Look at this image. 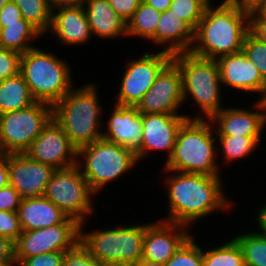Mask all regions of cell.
Segmentation results:
<instances>
[{"label":"cell","instance_id":"41","mask_svg":"<svg viewBox=\"0 0 266 266\" xmlns=\"http://www.w3.org/2000/svg\"><path fill=\"white\" fill-rule=\"evenodd\" d=\"M249 32L258 40L266 43V16L249 15Z\"/></svg>","mask_w":266,"mask_h":266},{"label":"cell","instance_id":"48","mask_svg":"<svg viewBox=\"0 0 266 266\" xmlns=\"http://www.w3.org/2000/svg\"><path fill=\"white\" fill-rule=\"evenodd\" d=\"M86 0H51L53 7L70 6V5H84Z\"/></svg>","mask_w":266,"mask_h":266},{"label":"cell","instance_id":"5","mask_svg":"<svg viewBox=\"0 0 266 266\" xmlns=\"http://www.w3.org/2000/svg\"><path fill=\"white\" fill-rule=\"evenodd\" d=\"M20 73L34 99L51 106L73 88L69 65L37 47L21 54Z\"/></svg>","mask_w":266,"mask_h":266},{"label":"cell","instance_id":"21","mask_svg":"<svg viewBox=\"0 0 266 266\" xmlns=\"http://www.w3.org/2000/svg\"><path fill=\"white\" fill-rule=\"evenodd\" d=\"M57 9L58 11L54 13ZM49 31L67 45L82 44L92 35L83 5L53 7Z\"/></svg>","mask_w":266,"mask_h":266},{"label":"cell","instance_id":"26","mask_svg":"<svg viewBox=\"0 0 266 266\" xmlns=\"http://www.w3.org/2000/svg\"><path fill=\"white\" fill-rule=\"evenodd\" d=\"M40 36L42 34L23 17L20 23L0 24V47L20 54L34 48L29 41Z\"/></svg>","mask_w":266,"mask_h":266},{"label":"cell","instance_id":"33","mask_svg":"<svg viewBox=\"0 0 266 266\" xmlns=\"http://www.w3.org/2000/svg\"><path fill=\"white\" fill-rule=\"evenodd\" d=\"M163 266H203V250L190 236Z\"/></svg>","mask_w":266,"mask_h":266},{"label":"cell","instance_id":"23","mask_svg":"<svg viewBox=\"0 0 266 266\" xmlns=\"http://www.w3.org/2000/svg\"><path fill=\"white\" fill-rule=\"evenodd\" d=\"M22 231L36 230L61 224L67 216L44 196L23 198L18 207Z\"/></svg>","mask_w":266,"mask_h":266},{"label":"cell","instance_id":"1","mask_svg":"<svg viewBox=\"0 0 266 266\" xmlns=\"http://www.w3.org/2000/svg\"><path fill=\"white\" fill-rule=\"evenodd\" d=\"M167 172H174V175L169 176L165 182L169 215L163 221L190 226L191 222L194 223L216 210L230 208V200L223 195L220 177L169 170Z\"/></svg>","mask_w":266,"mask_h":266},{"label":"cell","instance_id":"44","mask_svg":"<svg viewBox=\"0 0 266 266\" xmlns=\"http://www.w3.org/2000/svg\"><path fill=\"white\" fill-rule=\"evenodd\" d=\"M9 185L8 154L0 156V189Z\"/></svg>","mask_w":266,"mask_h":266},{"label":"cell","instance_id":"30","mask_svg":"<svg viewBox=\"0 0 266 266\" xmlns=\"http://www.w3.org/2000/svg\"><path fill=\"white\" fill-rule=\"evenodd\" d=\"M234 239L242 249L245 266H266V235L257 231Z\"/></svg>","mask_w":266,"mask_h":266},{"label":"cell","instance_id":"12","mask_svg":"<svg viewBox=\"0 0 266 266\" xmlns=\"http://www.w3.org/2000/svg\"><path fill=\"white\" fill-rule=\"evenodd\" d=\"M151 54L145 53L141 58L127 63L115 104L137 106L160 71L172 60V55L163 50Z\"/></svg>","mask_w":266,"mask_h":266},{"label":"cell","instance_id":"7","mask_svg":"<svg viewBox=\"0 0 266 266\" xmlns=\"http://www.w3.org/2000/svg\"><path fill=\"white\" fill-rule=\"evenodd\" d=\"M148 224L82 232L80 241L93 258L109 266H131L142 259V243Z\"/></svg>","mask_w":266,"mask_h":266},{"label":"cell","instance_id":"10","mask_svg":"<svg viewBox=\"0 0 266 266\" xmlns=\"http://www.w3.org/2000/svg\"><path fill=\"white\" fill-rule=\"evenodd\" d=\"M52 119V106L36 101L0 115L1 154L24 153Z\"/></svg>","mask_w":266,"mask_h":266},{"label":"cell","instance_id":"37","mask_svg":"<svg viewBox=\"0 0 266 266\" xmlns=\"http://www.w3.org/2000/svg\"><path fill=\"white\" fill-rule=\"evenodd\" d=\"M21 233L18 213L0 210V235L15 243Z\"/></svg>","mask_w":266,"mask_h":266},{"label":"cell","instance_id":"38","mask_svg":"<svg viewBox=\"0 0 266 266\" xmlns=\"http://www.w3.org/2000/svg\"><path fill=\"white\" fill-rule=\"evenodd\" d=\"M65 252H49L40 255L15 259L17 266H61Z\"/></svg>","mask_w":266,"mask_h":266},{"label":"cell","instance_id":"25","mask_svg":"<svg viewBox=\"0 0 266 266\" xmlns=\"http://www.w3.org/2000/svg\"><path fill=\"white\" fill-rule=\"evenodd\" d=\"M35 102L21 73L0 81V115L26 108Z\"/></svg>","mask_w":266,"mask_h":266},{"label":"cell","instance_id":"31","mask_svg":"<svg viewBox=\"0 0 266 266\" xmlns=\"http://www.w3.org/2000/svg\"><path fill=\"white\" fill-rule=\"evenodd\" d=\"M225 161L243 158L250 155L258 146L260 137L217 135Z\"/></svg>","mask_w":266,"mask_h":266},{"label":"cell","instance_id":"14","mask_svg":"<svg viewBox=\"0 0 266 266\" xmlns=\"http://www.w3.org/2000/svg\"><path fill=\"white\" fill-rule=\"evenodd\" d=\"M30 159L62 169L77 164V149L62 127L52 118L24 152Z\"/></svg>","mask_w":266,"mask_h":266},{"label":"cell","instance_id":"49","mask_svg":"<svg viewBox=\"0 0 266 266\" xmlns=\"http://www.w3.org/2000/svg\"><path fill=\"white\" fill-rule=\"evenodd\" d=\"M131 266H163V265L142 258L138 262H136L135 264H133Z\"/></svg>","mask_w":266,"mask_h":266},{"label":"cell","instance_id":"22","mask_svg":"<svg viewBox=\"0 0 266 266\" xmlns=\"http://www.w3.org/2000/svg\"><path fill=\"white\" fill-rule=\"evenodd\" d=\"M154 44H165L164 52L171 55L190 52L194 42V30L170 9L162 12L156 34L150 39ZM167 47V48H166Z\"/></svg>","mask_w":266,"mask_h":266},{"label":"cell","instance_id":"8","mask_svg":"<svg viewBox=\"0 0 266 266\" xmlns=\"http://www.w3.org/2000/svg\"><path fill=\"white\" fill-rule=\"evenodd\" d=\"M81 156L85 160L84 167H80L82 161L77 160V164L83 168L82 175L95 194L138 162L134 152L104 138L79 148L77 157Z\"/></svg>","mask_w":266,"mask_h":266},{"label":"cell","instance_id":"20","mask_svg":"<svg viewBox=\"0 0 266 266\" xmlns=\"http://www.w3.org/2000/svg\"><path fill=\"white\" fill-rule=\"evenodd\" d=\"M108 123V131L102 138L114 144L124 146L135 154L141 149L143 125L141 114L136 106L115 104Z\"/></svg>","mask_w":266,"mask_h":266},{"label":"cell","instance_id":"24","mask_svg":"<svg viewBox=\"0 0 266 266\" xmlns=\"http://www.w3.org/2000/svg\"><path fill=\"white\" fill-rule=\"evenodd\" d=\"M83 6L92 35L105 39L118 38L121 34L127 36V22L114 11L108 0H86Z\"/></svg>","mask_w":266,"mask_h":266},{"label":"cell","instance_id":"35","mask_svg":"<svg viewBox=\"0 0 266 266\" xmlns=\"http://www.w3.org/2000/svg\"><path fill=\"white\" fill-rule=\"evenodd\" d=\"M61 266H109L93 258L89 250L79 241L72 249L65 252Z\"/></svg>","mask_w":266,"mask_h":266},{"label":"cell","instance_id":"3","mask_svg":"<svg viewBox=\"0 0 266 266\" xmlns=\"http://www.w3.org/2000/svg\"><path fill=\"white\" fill-rule=\"evenodd\" d=\"M199 116L186 119L180 126L172 154L165 160V171L220 177L215 161L216 138L212 125H209L212 122L205 120V116Z\"/></svg>","mask_w":266,"mask_h":266},{"label":"cell","instance_id":"43","mask_svg":"<svg viewBox=\"0 0 266 266\" xmlns=\"http://www.w3.org/2000/svg\"><path fill=\"white\" fill-rule=\"evenodd\" d=\"M21 18L19 7L11 0L0 11V24L20 23Z\"/></svg>","mask_w":266,"mask_h":266},{"label":"cell","instance_id":"50","mask_svg":"<svg viewBox=\"0 0 266 266\" xmlns=\"http://www.w3.org/2000/svg\"><path fill=\"white\" fill-rule=\"evenodd\" d=\"M249 15H265L266 16V0L258 7L257 10L251 11Z\"/></svg>","mask_w":266,"mask_h":266},{"label":"cell","instance_id":"36","mask_svg":"<svg viewBox=\"0 0 266 266\" xmlns=\"http://www.w3.org/2000/svg\"><path fill=\"white\" fill-rule=\"evenodd\" d=\"M21 54L0 47V81L20 73Z\"/></svg>","mask_w":266,"mask_h":266},{"label":"cell","instance_id":"16","mask_svg":"<svg viewBox=\"0 0 266 266\" xmlns=\"http://www.w3.org/2000/svg\"><path fill=\"white\" fill-rule=\"evenodd\" d=\"M185 227L163 220L148 224L143 237L142 258L164 265L191 236Z\"/></svg>","mask_w":266,"mask_h":266},{"label":"cell","instance_id":"47","mask_svg":"<svg viewBox=\"0 0 266 266\" xmlns=\"http://www.w3.org/2000/svg\"><path fill=\"white\" fill-rule=\"evenodd\" d=\"M257 215L259 232L266 235V204L260 209Z\"/></svg>","mask_w":266,"mask_h":266},{"label":"cell","instance_id":"18","mask_svg":"<svg viewBox=\"0 0 266 266\" xmlns=\"http://www.w3.org/2000/svg\"><path fill=\"white\" fill-rule=\"evenodd\" d=\"M221 83L237 90L261 93L266 100V80L245 53L240 52L217 58Z\"/></svg>","mask_w":266,"mask_h":266},{"label":"cell","instance_id":"17","mask_svg":"<svg viewBox=\"0 0 266 266\" xmlns=\"http://www.w3.org/2000/svg\"><path fill=\"white\" fill-rule=\"evenodd\" d=\"M141 119L143 135L141 149L136 153L138 160L144 158L150 150H166L169 159L180 126L191 117L180 114H141Z\"/></svg>","mask_w":266,"mask_h":266},{"label":"cell","instance_id":"4","mask_svg":"<svg viewBox=\"0 0 266 266\" xmlns=\"http://www.w3.org/2000/svg\"><path fill=\"white\" fill-rule=\"evenodd\" d=\"M95 88V84H86L71 89L52 106V118L77 150L102 138L103 132L98 128L102 110Z\"/></svg>","mask_w":266,"mask_h":266},{"label":"cell","instance_id":"15","mask_svg":"<svg viewBox=\"0 0 266 266\" xmlns=\"http://www.w3.org/2000/svg\"><path fill=\"white\" fill-rule=\"evenodd\" d=\"M9 185L23 198L41 197L55 168L30 159L25 153L8 154Z\"/></svg>","mask_w":266,"mask_h":266},{"label":"cell","instance_id":"42","mask_svg":"<svg viewBox=\"0 0 266 266\" xmlns=\"http://www.w3.org/2000/svg\"><path fill=\"white\" fill-rule=\"evenodd\" d=\"M15 265L14 242L0 235V265Z\"/></svg>","mask_w":266,"mask_h":266},{"label":"cell","instance_id":"32","mask_svg":"<svg viewBox=\"0 0 266 266\" xmlns=\"http://www.w3.org/2000/svg\"><path fill=\"white\" fill-rule=\"evenodd\" d=\"M209 3V0H172L169 9L195 31Z\"/></svg>","mask_w":266,"mask_h":266},{"label":"cell","instance_id":"29","mask_svg":"<svg viewBox=\"0 0 266 266\" xmlns=\"http://www.w3.org/2000/svg\"><path fill=\"white\" fill-rule=\"evenodd\" d=\"M203 266H245L242 249L233 238L220 247L204 250Z\"/></svg>","mask_w":266,"mask_h":266},{"label":"cell","instance_id":"19","mask_svg":"<svg viewBox=\"0 0 266 266\" xmlns=\"http://www.w3.org/2000/svg\"><path fill=\"white\" fill-rule=\"evenodd\" d=\"M254 106L262 111L231 107L216 113L210 119L211 124L219 126L215 135L261 137L266 125V101L258 99Z\"/></svg>","mask_w":266,"mask_h":266},{"label":"cell","instance_id":"28","mask_svg":"<svg viewBox=\"0 0 266 266\" xmlns=\"http://www.w3.org/2000/svg\"><path fill=\"white\" fill-rule=\"evenodd\" d=\"M160 15L161 12L142 0L132 18L127 22V35L150 40L156 34Z\"/></svg>","mask_w":266,"mask_h":266},{"label":"cell","instance_id":"51","mask_svg":"<svg viewBox=\"0 0 266 266\" xmlns=\"http://www.w3.org/2000/svg\"><path fill=\"white\" fill-rule=\"evenodd\" d=\"M10 0H0V11L2 10V8L4 7V5Z\"/></svg>","mask_w":266,"mask_h":266},{"label":"cell","instance_id":"9","mask_svg":"<svg viewBox=\"0 0 266 266\" xmlns=\"http://www.w3.org/2000/svg\"><path fill=\"white\" fill-rule=\"evenodd\" d=\"M94 194L76 164L55 169L43 196L53 202L68 218L76 220L82 228L86 216L93 213L91 197Z\"/></svg>","mask_w":266,"mask_h":266},{"label":"cell","instance_id":"2","mask_svg":"<svg viewBox=\"0 0 266 266\" xmlns=\"http://www.w3.org/2000/svg\"><path fill=\"white\" fill-rule=\"evenodd\" d=\"M210 4L194 31L190 52L213 60L240 52L244 37L249 32V13L228 0L216 8Z\"/></svg>","mask_w":266,"mask_h":266},{"label":"cell","instance_id":"13","mask_svg":"<svg viewBox=\"0 0 266 266\" xmlns=\"http://www.w3.org/2000/svg\"><path fill=\"white\" fill-rule=\"evenodd\" d=\"M184 102L182 78L177 64L171 60L158 74L154 84L137 104L140 114L177 115Z\"/></svg>","mask_w":266,"mask_h":266},{"label":"cell","instance_id":"11","mask_svg":"<svg viewBox=\"0 0 266 266\" xmlns=\"http://www.w3.org/2000/svg\"><path fill=\"white\" fill-rule=\"evenodd\" d=\"M80 241V224L66 218L61 224L22 231L14 243L15 259H25L49 252H66Z\"/></svg>","mask_w":266,"mask_h":266},{"label":"cell","instance_id":"6","mask_svg":"<svg viewBox=\"0 0 266 266\" xmlns=\"http://www.w3.org/2000/svg\"><path fill=\"white\" fill-rule=\"evenodd\" d=\"M172 60L180 70L184 101L189 94L192 95L207 119L220 112L223 109L220 106L221 78L216 61L196 56L191 52L174 54Z\"/></svg>","mask_w":266,"mask_h":266},{"label":"cell","instance_id":"46","mask_svg":"<svg viewBox=\"0 0 266 266\" xmlns=\"http://www.w3.org/2000/svg\"><path fill=\"white\" fill-rule=\"evenodd\" d=\"M159 12H165L169 9L172 0H143Z\"/></svg>","mask_w":266,"mask_h":266},{"label":"cell","instance_id":"34","mask_svg":"<svg viewBox=\"0 0 266 266\" xmlns=\"http://www.w3.org/2000/svg\"><path fill=\"white\" fill-rule=\"evenodd\" d=\"M242 51L257 67L261 76L266 80V43L258 40L248 32L243 40Z\"/></svg>","mask_w":266,"mask_h":266},{"label":"cell","instance_id":"39","mask_svg":"<svg viewBox=\"0 0 266 266\" xmlns=\"http://www.w3.org/2000/svg\"><path fill=\"white\" fill-rule=\"evenodd\" d=\"M22 198L11 185L0 189V210L17 212Z\"/></svg>","mask_w":266,"mask_h":266},{"label":"cell","instance_id":"40","mask_svg":"<svg viewBox=\"0 0 266 266\" xmlns=\"http://www.w3.org/2000/svg\"><path fill=\"white\" fill-rule=\"evenodd\" d=\"M141 1L142 0H108L114 11L126 22L132 18Z\"/></svg>","mask_w":266,"mask_h":266},{"label":"cell","instance_id":"45","mask_svg":"<svg viewBox=\"0 0 266 266\" xmlns=\"http://www.w3.org/2000/svg\"><path fill=\"white\" fill-rule=\"evenodd\" d=\"M241 10L247 11L250 13L251 11L257 10L258 7L264 2V0H228Z\"/></svg>","mask_w":266,"mask_h":266},{"label":"cell","instance_id":"27","mask_svg":"<svg viewBox=\"0 0 266 266\" xmlns=\"http://www.w3.org/2000/svg\"><path fill=\"white\" fill-rule=\"evenodd\" d=\"M20 9L21 16L42 35L50 30L52 21L51 0H11Z\"/></svg>","mask_w":266,"mask_h":266}]
</instances>
